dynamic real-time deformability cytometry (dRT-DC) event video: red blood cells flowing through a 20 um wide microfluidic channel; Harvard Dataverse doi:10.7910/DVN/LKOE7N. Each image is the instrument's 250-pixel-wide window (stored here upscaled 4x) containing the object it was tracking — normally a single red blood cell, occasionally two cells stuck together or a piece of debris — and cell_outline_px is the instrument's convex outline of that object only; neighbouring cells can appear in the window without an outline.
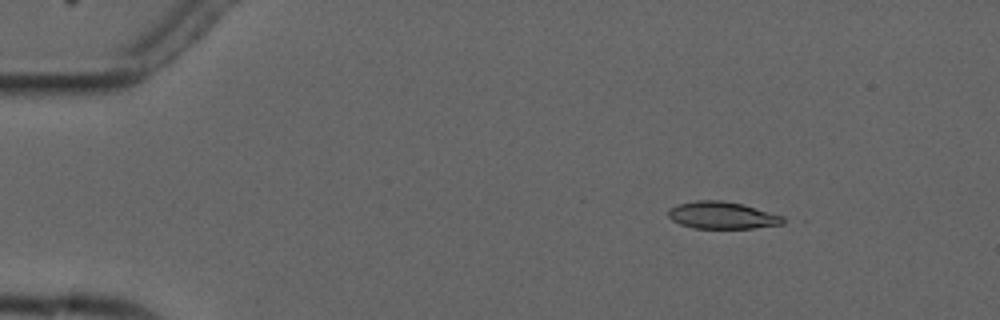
{"species": "common noctule bat (a hibernating species)", "species_latin": "Nyctalus noctula", "temperature_condition": "cold", "stored_images_in_passage": 4, "camera_frame_rate_fps": 3000, "um_per_image_px": 0.085, "animal": {"sex": "male", "forearm_length_mm": 52.5}, "frame": {"image": 1, "passage_image": 2, "time_ms": 1.333, "image_size_px": [1000, 320], "cell_outline_px": [[792, 220], [784, 224], [752, 228], [692, 228], [680, 224], [672, 220], [668, 216], [668, 208], [676, 204], [696, 200], [724, 200], [740, 204], [784, 216]], "centroid_in_image_um": [61.41, 18.3], "position_along_channel_um": 23.6, "area_um2": 18.38}}